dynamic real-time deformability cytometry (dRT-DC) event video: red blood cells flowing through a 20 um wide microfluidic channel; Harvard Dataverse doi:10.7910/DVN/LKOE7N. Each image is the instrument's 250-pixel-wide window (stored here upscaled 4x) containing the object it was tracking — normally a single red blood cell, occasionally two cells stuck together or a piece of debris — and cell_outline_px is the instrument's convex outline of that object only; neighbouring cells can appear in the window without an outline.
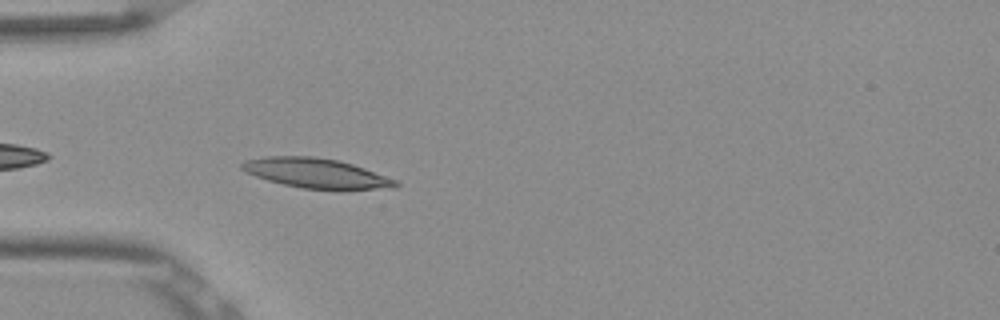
{"species": "Egyptian fruit bat (a non-hibernating species)", "species_latin": "Rousettus aegyptiacus", "temperature_condition": "room temperature", "stored_images_in_passage": 40, "camera_frame_rate_fps": 3000, "um_per_image_px": 0.085, "frame": {"image": 1, "passage_image": 3, "time_ms": 0.667, "image_size_px": [1000, 320], "cell_outline_px": [[400, 184], [396, 188], [340, 192], [300, 188], [268, 180], [244, 172], [240, 168], [240, 164], [244, 160], [264, 156], [312, 156], [340, 160], [364, 168], [396, 180]], "centroid_in_image_um": [26.93, 14.76], "position_along_channel_um": 58.1, "area_um2": 27.63}}
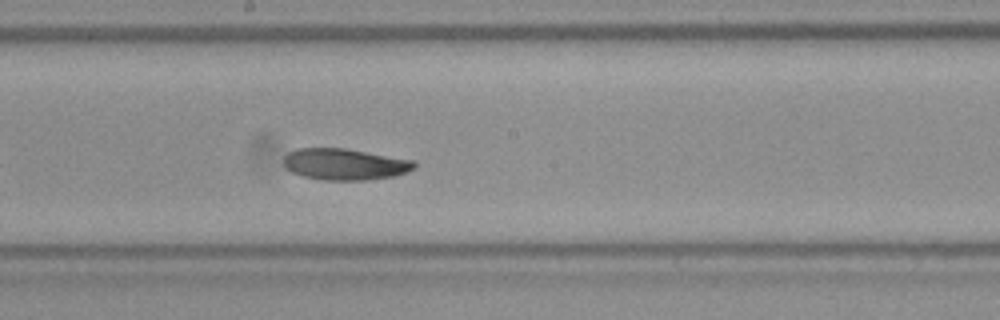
{"frame": {"image": 2, "passage_image": 16, "time_ms": 5.0, "image_size_px": [1000, 320], "cell_outline_px": [[416, 168], [392, 176], [368, 180], [324, 180], [304, 176], [292, 172], [284, 164], [284, 156], [288, 152], [296, 148], [348, 148], [416, 160]], "centroid_in_image_um": [29.34, 13.94], "position_along_channel_um": 218.9, "area_um2": 24.04}}
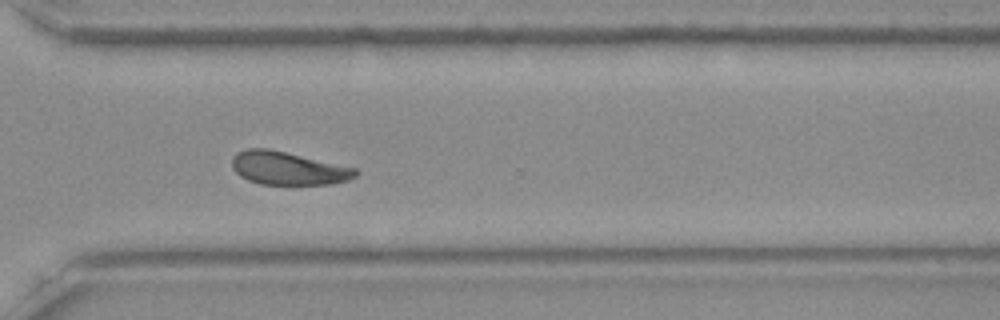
{"frame": {"image": 3, "passage_image": 26, "time_ms": 8.333, "image_size_px": [1000, 320], "cell_outline_px": [[360, 172], [356, 176], [348, 180], [332, 184], [260, 184], [248, 180], [240, 176], [232, 168], [232, 156], [236, 152], [248, 148], [268, 148], [356, 168]], "centroid_in_image_um": [24.47, 14.3], "position_along_channel_um": 346.1, "area_um2": 23.87}, "authors_computed_cell_mechanics": {"area_um2": 24.1315, "velocity_mm_per_s": 3.8237, "shape_relaxation_time_tau1_ms": null, "shape_relaxation_time_tau2_ms": 6.8619, "deformation_change_tau1": null, "deformation_change_tau2": 0.1335}}